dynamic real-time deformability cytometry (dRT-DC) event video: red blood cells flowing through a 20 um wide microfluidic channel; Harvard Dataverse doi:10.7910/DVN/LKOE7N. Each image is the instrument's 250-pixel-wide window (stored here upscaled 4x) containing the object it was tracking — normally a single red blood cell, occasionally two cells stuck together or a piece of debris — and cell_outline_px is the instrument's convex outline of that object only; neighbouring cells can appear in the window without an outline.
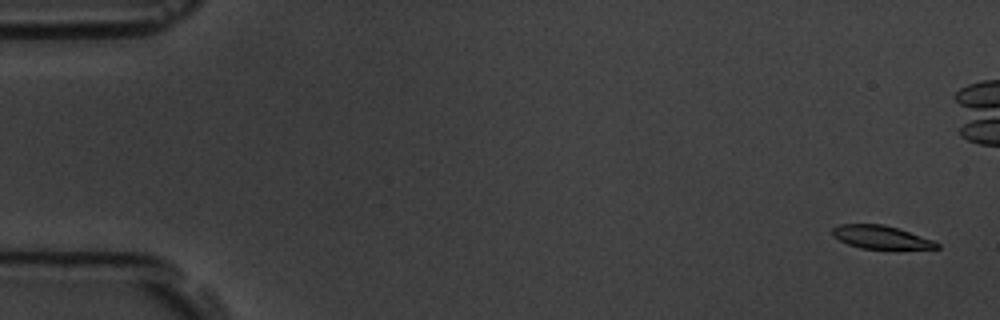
{"species": "common noctule bat (a hibernating species)", "species_latin": "Nyctalus noctula", "temperature_condition": "room temperature", "stored_images_in_passage": 58, "camera_frame_rate_fps": 3000, "um_per_image_px": 0.085, "animal": {"sex": "male", "body_mass_g": 19.5, "forearm_length_mm": 54.6}, "frame": {"image": 1, "passage_image": 3, "time_ms": 0.667, "image_size_px": [1000, 320], "cell_outline_px": [[940, 248], [896, 252], [860, 248], [848, 244], [832, 236], [832, 228], [840, 224], [884, 224], [932, 240], [940, 244]], "centroid_in_image_um": [74.94, 20.23], "position_along_channel_um": 10.1, "area_um2": 14.85}}
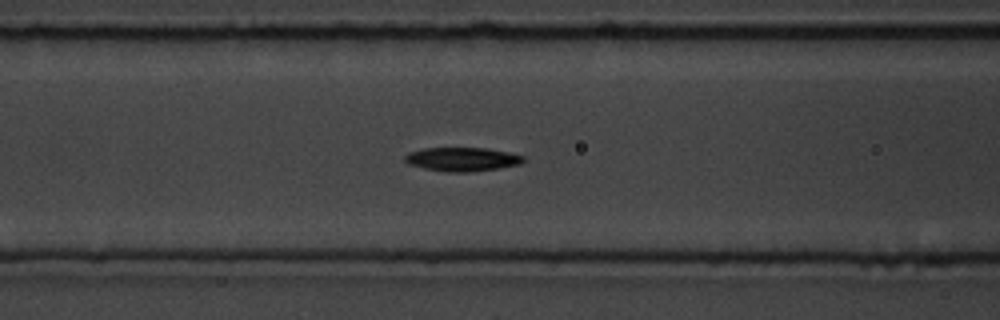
{"frame": {"image": 2, "passage_image": 24, "time_ms": 7.667, "image_size_px": [1000, 320], "cell_outline_px": [[524, 160], [520, 164], [500, 168], [468, 172], [448, 172], [424, 168], [408, 164], [404, 160], [404, 156], [408, 152], [424, 148], [488, 148], [512, 152], [524, 156]], "centroid_in_image_um": [39.3, 13.53], "position_along_channel_um": 127.3, "area_um2": 16.59}}
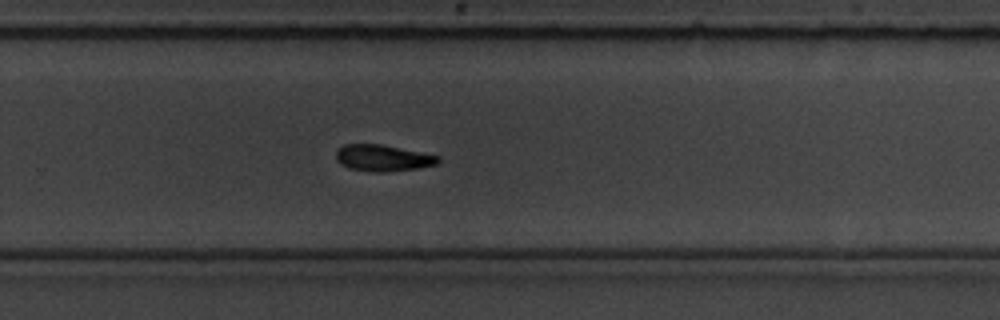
{"frame": {"image": 3, "passage_image": 38, "time_ms": 12.333, "image_size_px": [1000, 320], "cell_outline_px": [[440, 160], [436, 164], [416, 168], [388, 172], [368, 172], [348, 168], [340, 164], [336, 160], [336, 148], [344, 144], [380, 144], [440, 156]], "centroid_in_image_um": [32.48, 13.43], "position_along_channel_um": 297.3, "area_um2": 15.84}, "authors_computed_cell_mechanics": {"area_um2": 15.9817, "velocity_mm_per_s": 3.6525, "shape_relaxation_time_tau1_ms": 3.1402, "shape_relaxation_time_tau2_ms": null, "deformation_change_tau1": 0.1237, "deformation_change_tau2": null}}